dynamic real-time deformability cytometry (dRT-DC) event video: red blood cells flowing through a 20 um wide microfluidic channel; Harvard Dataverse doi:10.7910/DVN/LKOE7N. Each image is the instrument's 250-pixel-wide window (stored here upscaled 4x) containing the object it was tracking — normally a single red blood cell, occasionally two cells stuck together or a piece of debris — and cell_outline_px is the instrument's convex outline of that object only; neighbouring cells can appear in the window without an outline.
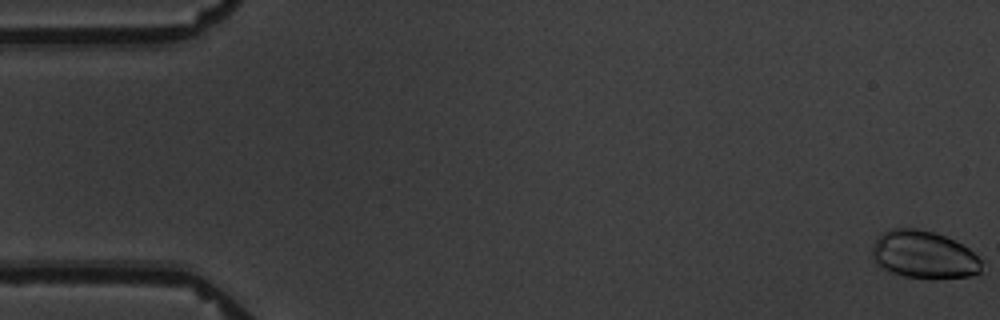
{"species": "common noctule bat (a hibernating species)", "species_latin": "Nyctalus noctula", "temperature_condition": "warm", "stored_images_in_passage": 5, "camera_frame_rate_fps": 3000, "um_per_image_px": 0.085, "animal": {"sex": "male", "body_mass_g": 19.5, "forearm_length_mm": 54.6}, "frame": {"image": 1, "passage_image": 1, "time_ms": 0.0, "image_size_px": [1000, 320], "cell_outline_px": [[980, 272], [972, 276], [904, 276], [880, 268], [876, 264], [872, 256], [872, 248], [876, 236], [892, 228], [916, 228], [936, 232], [968, 248], [980, 260]], "centroid_in_image_um": [78.45, 21.6], "position_along_channel_um": 6.6, "area_um2": 29.71}}